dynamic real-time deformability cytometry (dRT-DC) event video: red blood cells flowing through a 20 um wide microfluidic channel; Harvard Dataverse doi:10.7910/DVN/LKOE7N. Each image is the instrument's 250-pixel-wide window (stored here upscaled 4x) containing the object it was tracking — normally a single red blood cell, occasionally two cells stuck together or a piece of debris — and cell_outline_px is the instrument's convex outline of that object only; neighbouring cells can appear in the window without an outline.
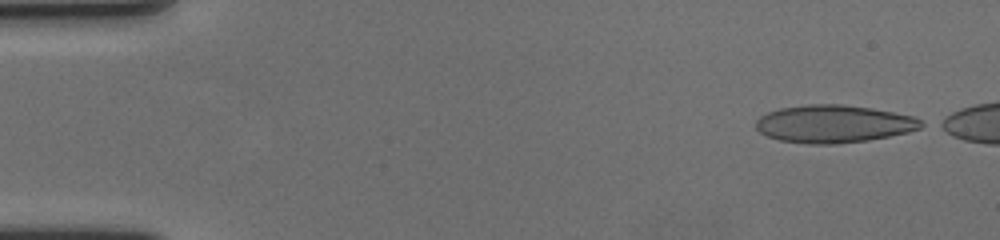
{"species": "human", "species_latin": "Homo sapiens", "temperature_condition": "cold", "stored_images_in_passage": 51, "camera_frame_rate_fps": 3000, "um_per_image_px": 0.085, "donor": {"sex": "female"}, "frame": {"image": 1, "passage_image": 1, "time_ms": 0.0, "image_size_px": [1000, 240], "cell_outline_px": [[928, 124], [920, 128], [908, 132], [868, 140], [836, 144], [808, 144], [780, 140], [768, 136], [760, 132], [756, 128], [756, 120], [760, 116], [768, 112], [780, 108], [808, 104], [840, 104], [872, 108], [912, 116]], "centroid_in_image_um": [70.87, 10.53], "position_along_channel_um": 14.1, "area_um2": 36.24}}
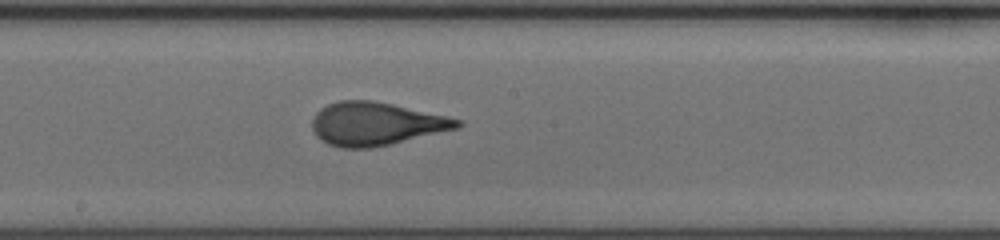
{"frame": {"image": 2, "passage_image": 29, "time_ms": 9.333, "image_size_px": [1000, 240], "cell_outline_px": [[464, 124], [460, 128], [372, 148], [340, 148], [328, 144], [320, 140], [316, 136], [312, 128], [312, 120], [316, 112], [320, 108], [328, 104], [340, 100], [372, 100], [392, 104], [448, 116], [464, 120]], "centroid_in_image_um": [31.97, 10.53], "position_along_channel_um": 216.2, "area_um2": 36.76}}
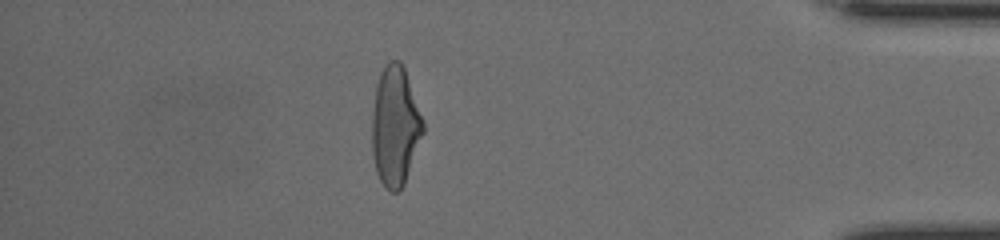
{"frame": {"image": 3, "passage_image": 48, "time_ms": 15.667, "image_size_px": [1000, 240], "cell_outline_px": [[424, 132], [404, 184], [400, 192], [392, 192], [380, 180], [376, 172], [372, 152], [372, 112], [376, 84], [380, 72], [388, 60], [400, 60], [404, 68], [424, 124]], "centroid_in_image_um": [33.57, 10.72], "position_along_channel_um": 401.6, "area_um2": 35.43}}